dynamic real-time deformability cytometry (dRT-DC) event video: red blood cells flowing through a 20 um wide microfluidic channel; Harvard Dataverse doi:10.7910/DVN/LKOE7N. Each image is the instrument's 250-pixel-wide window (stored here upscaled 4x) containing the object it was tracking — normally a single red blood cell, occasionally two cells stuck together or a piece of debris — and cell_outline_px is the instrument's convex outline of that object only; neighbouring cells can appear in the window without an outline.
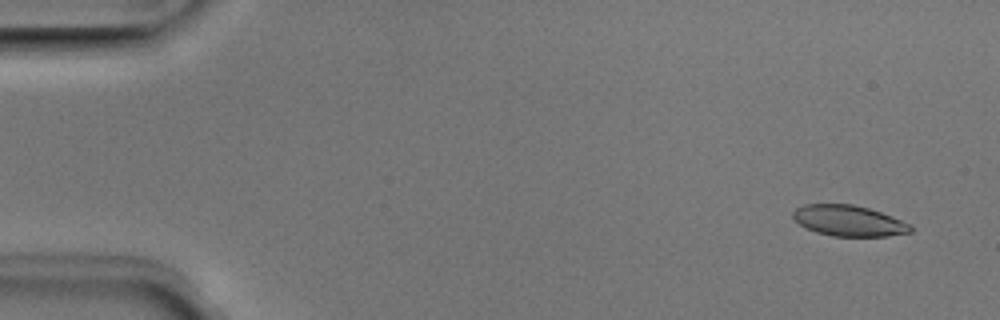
{"species": "Egyptian fruit bat (a non-hibernating species)", "species_latin": "Rousettus aegyptiacus", "temperature_condition": "room temperature", "stored_images_in_passage": 51, "camera_frame_rate_fps": 3000, "um_per_image_px": 0.085, "animal": {"sex": "male"}, "frame": {"image": 1, "passage_image": 3, "time_ms": 0.667, "image_size_px": [1000, 320], "cell_outline_px": [[912, 232], [888, 236], [832, 236], [816, 232], [800, 224], [792, 216], [792, 212], [796, 208], [804, 204], [852, 204], [868, 208], [892, 216], [912, 224]], "centroid_in_image_um": [72.17, 18.76], "position_along_channel_um": 12.8, "area_um2": 21.1}}
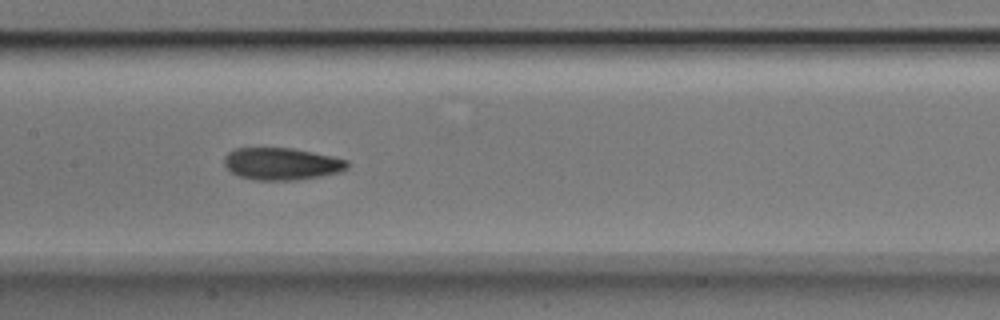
{"frame": {"image": 2, "passage_image": 25, "time_ms": 8.0, "image_size_px": [1000, 320], "cell_outline_px": [[352, 164], [344, 172], [296, 180], [256, 180], [240, 176], [232, 172], [224, 164], [224, 156], [228, 152], [236, 148], [292, 148], [332, 156], [348, 160]], "centroid_in_image_um": [24.0, 13.92], "position_along_channel_um": 183.4, "area_um2": 23.24}}
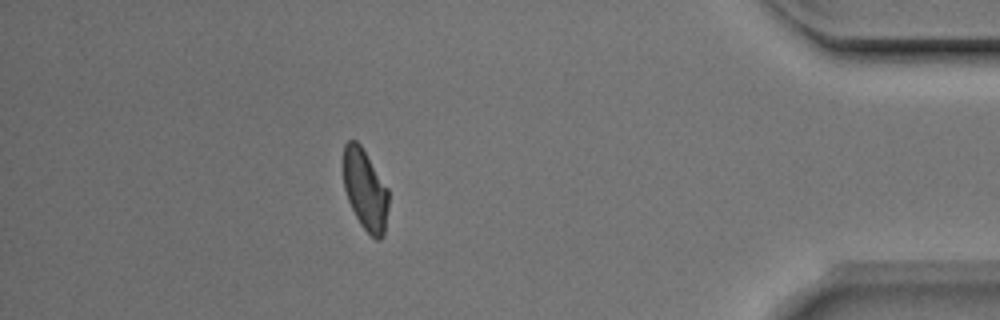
{"frame": {"image": 3, "passage_image": 45, "time_ms": 14.667, "image_size_px": [1000, 320], "cell_outline_px": [[388, 208], [384, 236], [380, 240], [376, 240], [360, 224], [348, 200], [344, 188], [344, 144], [348, 140], [356, 140], [360, 144], [388, 188]], "centroid_in_image_um": [31.05, 16.14], "position_along_channel_um": 404.1, "area_um2": 21.15}, "authors_computed_cell_mechanics": {"area_um2": 22.3108, "velocity_mm_per_s": 3.9776, "shape_relaxation_time_tau1_ms": 5.2643, "shape_relaxation_time_tau2_ms": 2.9282, "deformation_change_tau1": 0.1495, "deformation_change_tau2": 0.095}}